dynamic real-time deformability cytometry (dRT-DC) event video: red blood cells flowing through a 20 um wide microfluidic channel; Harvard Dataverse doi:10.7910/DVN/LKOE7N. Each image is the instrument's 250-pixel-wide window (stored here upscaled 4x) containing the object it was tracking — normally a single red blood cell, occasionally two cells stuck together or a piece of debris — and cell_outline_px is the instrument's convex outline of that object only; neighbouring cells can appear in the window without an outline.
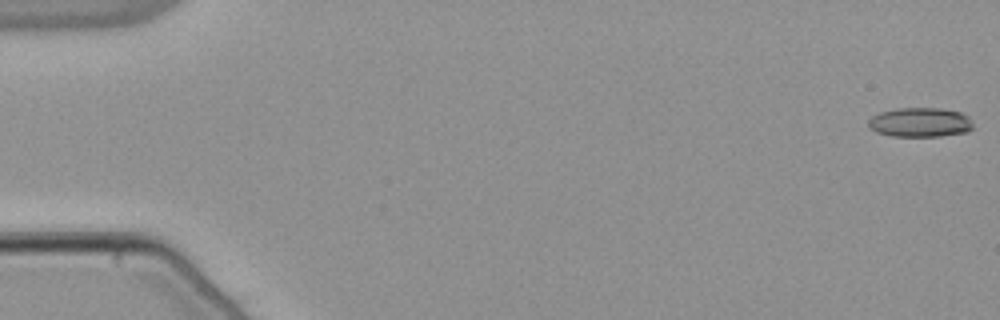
{"species": "common noctule bat (a hibernating species)", "species_latin": "Nyctalus noctula", "temperature_condition": "warm", "stored_images_in_passage": 49, "camera_frame_rate_fps": 3000, "um_per_image_px": 0.085, "animal": {"sex": "male", "body_mass_g": 21.5, "forearm_length_mm": 52.0}, "frame": {"image": 1, "passage_image": 1, "time_ms": 0.0, "image_size_px": [1000, 320], "cell_outline_px": [[972, 128], [968, 132], [940, 136], [892, 136], [876, 132], [868, 128], [868, 120], [872, 116], [880, 112], [896, 108], [940, 108], [960, 112], [968, 116], [972, 120]], "centroid_in_image_um": [78.2, 10.4], "position_along_channel_um": 6.8, "area_um2": 18.09}}
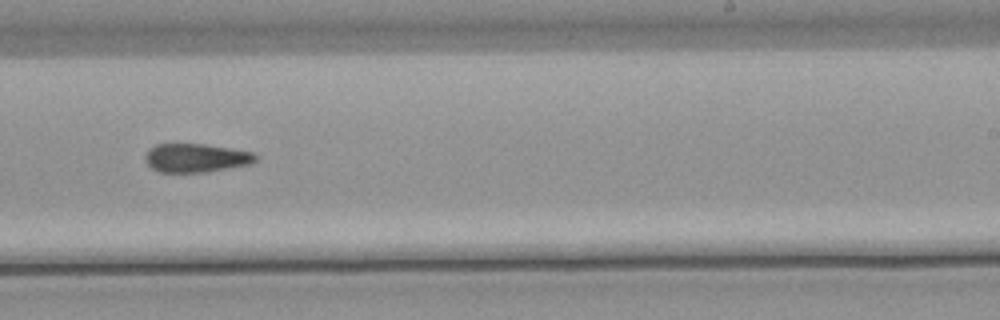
{"frame": {"image": 2, "passage_image": 34, "time_ms": 11.0, "image_size_px": [1000, 320], "cell_outline_px": [[260, 156], [252, 164], [208, 172], [160, 172], [152, 168], [144, 160], [144, 156], [156, 144], [204, 144], [252, 152]], "centroid_in_image_um": [16.7, 13.43], "position_along_channel_um": 272.3, "area_um2": 18.44}}
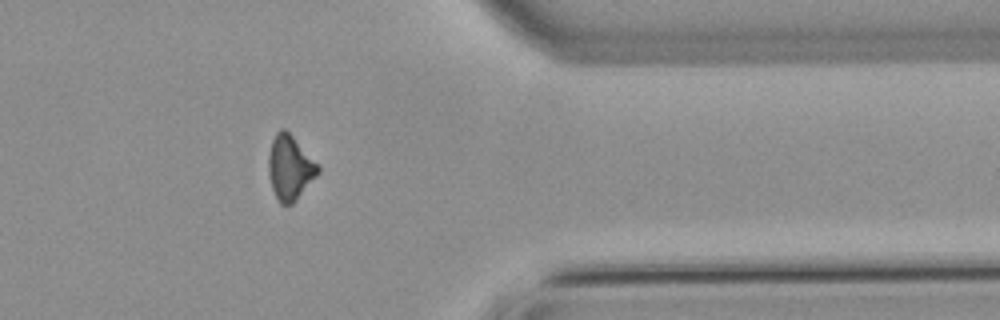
{"frame": {"image": 3, "passage_image": 44, "time_ms": 14.333, "image_size_px": [1000, 320], "cell_outline_px": [[320, 172], [296, 200], [292, 204], [280, 204], [272, 188], [268, 172], [268, 156], [272, 140], [276, 132], [280, 128], [284, 128], [292, 136], [320, 168]], "centroid_in_image_um": [24.62, 14.26], "position_along_channel_um": 386.8, "area_um2": 18.26}}